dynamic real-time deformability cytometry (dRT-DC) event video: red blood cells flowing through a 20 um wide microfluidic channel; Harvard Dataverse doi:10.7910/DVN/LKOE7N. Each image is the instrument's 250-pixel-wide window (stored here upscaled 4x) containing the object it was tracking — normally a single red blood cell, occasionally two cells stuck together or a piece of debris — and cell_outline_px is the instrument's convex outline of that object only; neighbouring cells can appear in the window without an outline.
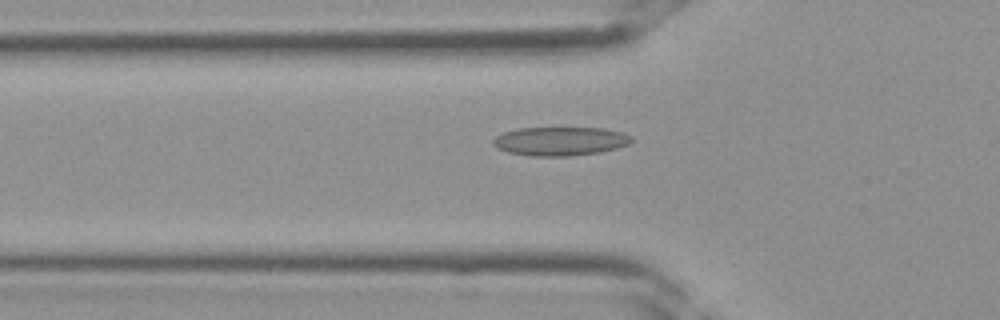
{"species": "Egyptian fruit bat (a non-hibernating species)", "species_latin": "Rousettus aegyptiacus", "temperature_condition": "room temperature", "stored_images_in_passage": 32, "camera_frame_rate_fps": 3000, "um_per_image_px": 0.085, "frame": {"image": 1, "passage_image": 8, "time_ms": 2.333, "image_size_px": [1000, 320], "cell_outline_px": [[632, 140], [628, 144], [616, 148], [600, 152], [568, 156], [532, 156], [508, 152], [496, 148], [492, 144], [492, 140], [496, 136], [504, 132], [516, 128], [604, 128], [624, 132], [632, 136]], "centroid_in_image_um": [47.6, 11.99], "position_along_channel_um": 78.2, "area_um2": 23.29}}
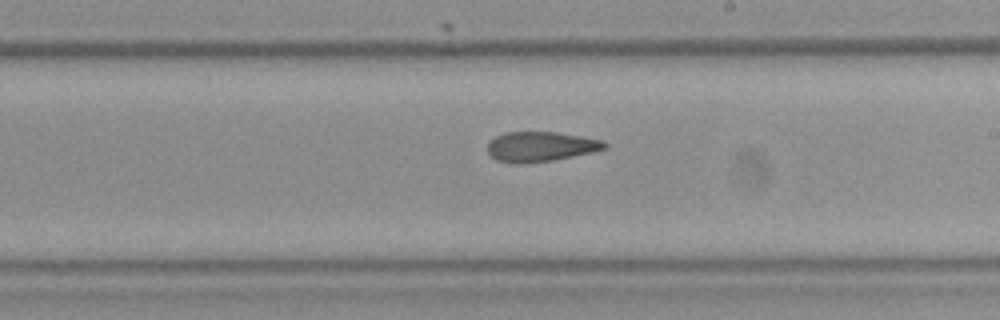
{"frame": {"image": 2, "passage_image": 17, "time_ms": 5.333, "image_size_px": [1000, 320], "cell_outline_px": [[608, 148], [592, 152], [552, 160], [524, 164], [512, 164], [496, 160], [488, 152], [488, 140], [504, 132], [556, 132], [604, 140], [608, 144]], "centroid_in_image_um": [45.94, 12.46], "position_along_channel_um": 243.1, "area_um2": 20.58}}
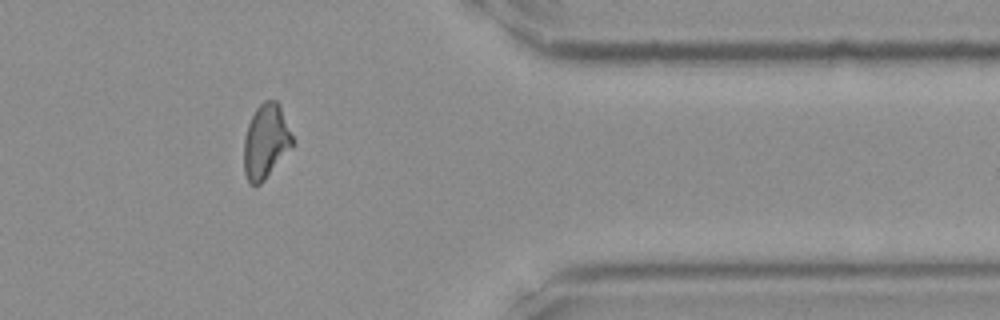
{"frame": {"image": 3, "passage_image": 26, "time_ms": 8.333, "image_size_px": [1000, 320], "cell_outline_px": [[292, 148], [264, 180], [260, 184], [252, 184], [248, 180], [244, 172], [244, 136], [248, 124], [256, 108], [264, 100], [276, 100], [280, 104], [292, 136]], "centroid_in_image_um": [22.59, 12.0], "position_along_channel_um": 388.8, "area_um2": 20.92}}